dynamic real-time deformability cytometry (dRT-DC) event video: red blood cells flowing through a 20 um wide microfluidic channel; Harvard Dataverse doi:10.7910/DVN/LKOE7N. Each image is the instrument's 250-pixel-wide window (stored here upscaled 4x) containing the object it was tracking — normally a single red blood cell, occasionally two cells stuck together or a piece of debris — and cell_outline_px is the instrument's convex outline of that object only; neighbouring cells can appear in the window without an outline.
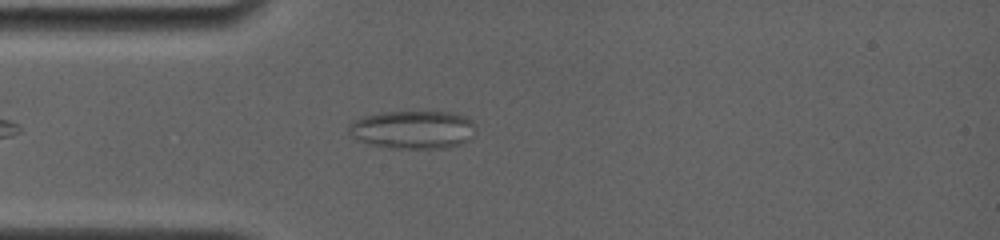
{"species": "common noctule bat (a hibernating species)", "species_latin": "Nyctalus noctula", "temperature_condition": "room temperature", "stored_images_in_passage": 26, "camera_frame_rate_fps": 4000, "um_per_image_px": 0.085, "animal": {"sex": "female", "body_mass_g": 19.0, "forearm_length_mm": 56.7}, "frame": {"image": 1, "passage_image": 1, "time_ms": 0.0, "image_size_px": [1000, 240], "cell_outline_px": [[476, 136], [460, 144], [448, 148], [388, 148], [368, 144], [356, 140], [348, 136], [348, 124], [352, 120], [364, 116], [380, 112], [448, 112], [464, 116], [472, 120], [476, 124]], "centroid_in_image_um": [35.08, 11.03], "position_along_channel_um": 49.9, "area_um2": 28.9}}
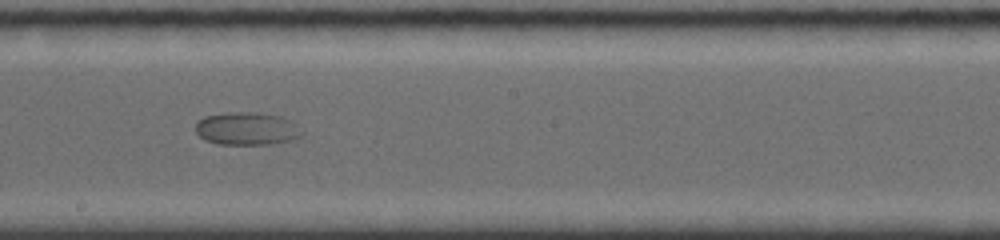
{"frame": {"image": 2, "passage_image": 12, "time_ms": 5.0, "image_size_px": [1000, 240], "cell_outline_px": [[304, 136], [288, 140], [268, 144], [216, 144], [204, 140], [196, 132], [196, 120], [204, 116], [228, 112], [256, 112], [280, 116], [288, 120]], "centroid_in_image_um": [20.88, 10.93], "position_along_channel_um": 227.3, "area_um2": 20.11}}
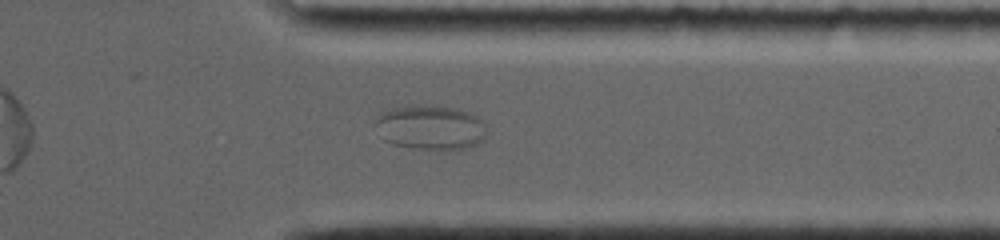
{"frame": {"image": 3, "passage_image": 21, "time_ms": 9.0, "image_size_px": [1000, 240], "cell_outline_px": [[488, 132], [484, 140], [468, 148], [440, 152], [428, 152], [392, 144], [384, 140], [376, 124], [376, 120], [380, 112], [392, 108], [412, 104], [456, 108], [468, 112], [476, 116], [484, 124]], "centroid_in_image_um": [36.61, 10.88], "position_along_channel_um": 374.8, "area_um2": 29.77}}